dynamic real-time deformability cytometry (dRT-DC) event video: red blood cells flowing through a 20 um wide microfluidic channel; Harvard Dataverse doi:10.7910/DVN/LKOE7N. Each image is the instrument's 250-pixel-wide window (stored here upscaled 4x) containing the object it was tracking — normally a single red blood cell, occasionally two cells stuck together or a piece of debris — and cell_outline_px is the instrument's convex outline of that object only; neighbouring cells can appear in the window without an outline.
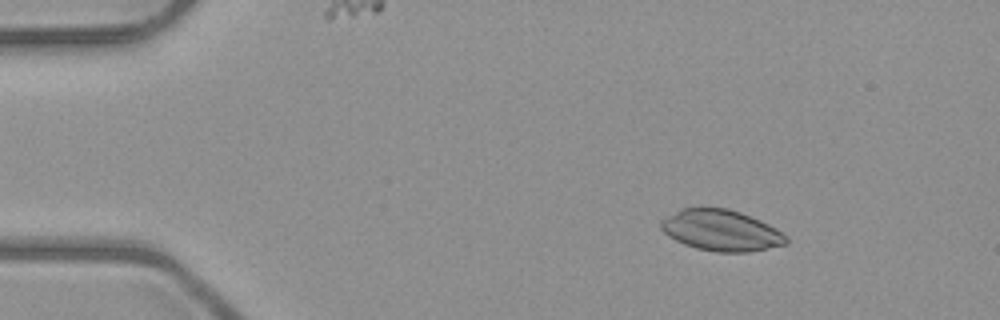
{"species": "common noctule bat (a hibernating species)", "species_latin": "Nyctalus noctula", "temperature_condition": "room temperature", "stored_images_in_passage": 5, "camera_frame_rate_fps": 3000, "um_per_image_px": 0.085, "animal": {"sex": "male", "body_mass_g": 23.1, "forearm_length_mm": 52.7}, "frame": {"image": 1, "passage_image": 3, "time_ms": 2.333, "image_size_px": [1000, 320], "cell_outline_px": [[788, 244], [748, 252], [716, 252], [696, 248], [684, 244], [668, 236], [660, 228], [660, 220], [680, 208], [728, 208], [740, 212], [760, 220], [776, 228], [788, 236]], "centroid_in_image_um": [61.3, 19.58], "position_along_channel_um": 23.7, "area_um2": 30.06}}